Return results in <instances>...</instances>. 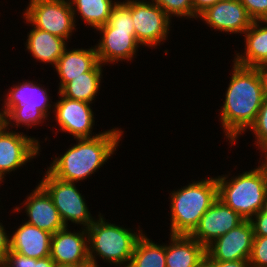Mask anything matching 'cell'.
<instances>
[{"label":"cell","instance_id":"6da1fadb","mask_svg":"<svg viewBox=\"0 0 267 267\" xmlns=\"http://www.w3.org/2000/svg\"><path fill=\"white\" fill-rule=\"evenodd\" d=\"M231 79L220 109L221 127L226 141L233 146L256 120L265 95L255 68L232 63ZM245 132V133H244Z\"/></svg>","mask_w":267,"mask_h":267},{"label":"cell","instance_id":"7a4b0ae2","mask_svg":"<svg viewBox=\"0 0 267 267\" xmlns=\"http://www.w3.org/2000/svg\"><path fill=\"white\" fill-rule=\"evenodd\" d=\"M121 129L114 127L93 138L76 139V144L67 148L64 154L55 156L46 169L54 177L68 182L78 183L91 177L120 146Z\"/></svg>","mask_w":267,"mask_h":267},{"label":"cell","instance_id":"3957f363","mask_svg":"<svg viewBox=\"0 0 267 267\" xmlns=\"http://www.w3.org/2000/svg\"><path fill=\"white\" fill-rule=\"evenodd\" d=\"M102 215L98 214L87 228L90 265L99 267L97 260L100 257L110 265L128 267L135 244L144 231L140 226L134 231L110 223Z\"/></svg>","mask_w":267,"mask_h":267},{"label":"cell","instance_id":"277c9868","mask_svg":"<svg viewBox=\"0 0 267 267\" xmlns=\"http://www.w3.org/2000/svg\"><path fill=\"white\" fill-rule=\"evenodd\" d=\"M170 234L190 235L201 217L218 199L216 177L193 181L170 192Z\"/></svg>","mask_w":267,"mask_h":267},{"label":"cell","instance_id":"5b68a950","mask_svg":"<svg viewBox=\"0 0 267 267\" xmlns=\"http://www.w3.org/2000/svg\"><path fill=\"white\" fill-rule=\"evenodd\" d=\"M218 199L245 220H250L263 206L267 195V176L258 165L237 176H216Z\"/></svg>","mask_w":267,"mask_h":267},{"label":"cell","instance_id":"8992f818","mask_svg":"<svg viewBox=\"0 0 267 267\" xmlns=\"http://www.w3.org/2000/svg\"><path fill=\"white\" fill-rule=\"evenodd\" d=\"M24 9V23L70 40L76 31V22L69 0H30Z\"/></svg>","mask_w":267,"mask_h":267},{"label":"cell","instance_id":"52a82bcc","mask_svg":"<svg viewBox=\"0 0 267 267\" xmlns=\"http://www.w3.org/2000/svg\"><path fill=\"white\" fill-rule=\"evenodd\" d=\"M38 183L51 196L66 227L70 221L87 229L94 221L95 217L89 211L84 195L80 193L76 183L60 180L47 169Z\"/></svg>","mask_w":267,"mask_h":267},{"label":"cell","instance_id":"ba28073f","mask_svg":"<svg viewBox=\"0 0 267 267\" xmlns=\"http://www.w3.org/2000/svg\"><path fill=\"white\" fill-rule=\"evenodd\" d=\"M131 17L136 40L143 48H157L168 40L172 19L153 1L131 0Z\"/></svg>","mask_w":267,"mask_h":267},{"label":"cell","instance_id":"9c48e42d","mask_svg":"<svg viewBox=\"0 0 267 267\" xmlns=\"http://www.w3.org/2000/svg\"><path fill=\"white\" fill-rule=\"evenodd\" d=\"M39 139L0 125V177L16 171L40 155ZM20 167V168H19Z\"/></svg>","mask_w":267,"mask_h":267},{"label":"cell","instance_id":"30bf717a","mask_svg":"<svg viewBox=\"0 0 267 267\" xmlns=\"http://www.w3.org/2000/svg\"><path fill=\"white\" fill-rule=\"evenodd\" d=\"M57 93L59 100L54 102L52 111L59 126L56 134L61 131L72 135L75 139H82L93 138L102 133V131L97 134L93 132L95 117L91 103L72 100L62 96L58 91Z\"/></svg>","mask_w":267,"mask_h":267},{"label":"cell","instance_id":"8fae6325","mask_svg":"<svg viewBox=\"0 0 267 267\" xmlns=\"http://www.w3.org/2000/svg\"><path fill=\"white\" fill-rule=\"evenodd\" d=\"M50 257L57 266L91 267L87 229L71 232L65 227L52 234Z\"/></svg>","mask_w":267,"mask_h":267},{"label":"cell","instance_id":"7c38bea8","mask_svg":"<svg viewBox=\"0 0 267 267\" xmlns=\"http://www.w3.org/2000/svg\"><path fill=\"white\" fill-rule=\"evenodd\" d=\"M254 232L250 220H244L206 247L205 261L249 260Z\"/></svg>","mask_w":267,"mask_h":267},{"label":"cell","instance_id":"4fadbf2b","mask_svg":"<svg viewBox=\"0 0 267 267\" xmlns=\"http://www.w3.org/2000/svg\"><path fill=\"white\" fill-rule=\"evenodd\" d=\"M95 31L101 35L95 49L102 65L131 62L136 58L141 45L136 40L135 29L97 28Z\"/></svg>","mask_w":267,"mask_h":267},{"label":"cell","instance_id":"5bb4252c","mask_svg":"<svg viewBox=\"0 0 267 267\" xmlns=\"http://www.w3.org/2000/svg\"><path fill=\"white\" fill-rule=\"evenodd\" d=\"M244 220L237 212L217 199L201 217L190 236L206 248Z\"/></svg>","mask_w":267,"mask_h":267},{"label":"cell","instance_id":"9a60e30c","mask_svg":"<svg viewBox=\"0 0 267 267\" xmlns=\"http://www.w3.org/2000/svg\"><path fill=\"white\" fill-rule=\"evenodd\" d=\"M208 27L226 34H244L253 20L240 0H221L199 16Z\"/></svg>","mask_w":267,"mask_h":267},{"label":"cell","instance_id":"2e32d148","mask_svg":"<svg viewBox=\"0 0 267 267\" xmlns=\"http://www.w3.org/2000/svg\"><path fill=\"white\" fill-rule=\"evenodd\" d=\"M25 199L21 204L28 217L26 223L51 234L66 227L51 196L39 183Z\"/></svg>","mask_w":267,"mask_h":267},{"label":"cell","instance_id":"e0dca14e","mask_svg":"<svg viewBox=\"0 0 267 267\" xmlns=\"http://www.w3.org/2000/svg\"><path fill=\"white\" fill-rule=\"evenodd\" d=\"M25 80L22 83L12 85L4 96V103L0 109L2 117L12 108L24 105V108L40 109L47 117L54 110V102L47 92L48 89L42 84ZM6 97V98H5ZM53 104V105H52Z\"/></svg>","mask_w":267,"mask_h":267},{"label":"cell","instance_id":"ac0fdd59","mask_svg":"<svg viewBox=\"0 0 267 267\" xmlns=\"http://www.w3.org/2000/svg\"><path fill=\"white\" fill-rule=\"evenodd\" d=\"M51 236V233L23 222L10 235V250L37 259L50 256Z\"/></svg>","mask_w":267,"mask_h":267},{"label":"cell","instance_id":"d6986e66","mask_svg":"<svg viewBox=\"0 0 267 267\" xmlns=\"http://www.w3.org/2000/svg\"><path fill=\"white\" fill-rule=\"evenodd\" d=\"M99 63L95 46L90 48H65L54 67L60 79L58 91L75 77L89 72Z\"/></svg>","mask_w":267,"mask_h":267},{"label":"cell","instance_id":"ffe728a7","mask_svg":"<svg viewBox=\"0 0 267 267\" xmlns=\"http://www.w3.org/2000/svg\"><path fill=\"white\" fill-rule=\"evenodd\" d=\"M170 235L166 244V267H198L205 261L206 248L190 235Z\"/></svg>","mask_w":267,"mask_h":267},{"label":"cell","instance_id":"44dd1931","mask_svg":"<svg viewBox=\"0 0 267 267\" xmlns=\"http://www.w3.org/2000/svg\"><path fill=\"white\" fill-rule=\"evenodd\" d=\"M243 35L245 51L235 54L233 62L249 68L267 63V20L253 21Z\"/></svg>","mask_w":267,"mask_h":267},{"label":"cell","instance_id":"7402d4cb","mask_svg":"<svg viewBox=\"0 0 267 267\" xmlns=\"http://www.w3.org/2000/svg\"><path fill=\"white\" fill-rule=\"evenodd\" d=\"M27 34L26 50L40 63L56 66L58 59L68 47L65 39L42 31L34 26Z\"/></svg>","mask_w":267,"mask_h":267},{"label":"cell","instance_id":"603a6c76","mask_svg":"<svg viewBox=\"0 0 267 267\" xmlns=\"http://www.w3.org/2000/svg\"><path fill=\"white\" fill-rule=\"evenodd\" d=\"M103 66L99 62L89 72L82 73V76L66 83L58 92L66 98L93 104L101 88Z\"/></svg>","mask_w":267,"mask_h":267},{"label":"cell","instance_id":"cb8c5ba5","mask_svg":"<svg viewBox=\"0 0 267 267\" xmlns=\"http://www.w3.org/2000/svg\"><path fill=\"white\" fill-rule=\"evenodd\" d=\"M118 0H69L75 22L76 16L84 21L85 25L97 29L108 23L113 6ZM78 14V15H77Z\"/></svg>","mask_w":267,"mask_h":267},{"label":"cell","instance_id":"d4e9b609","mask_svg":"<svg viewBox=\"0 0 267 267\" xmlns=\"http://www.w3.org/2000/svg\"><path fill=\"white\" fill-rule=\"evenodd\" d=\"M138 238L128 267H166V245L157 244L146 236Z\"/></svg>","mask_w":267,"mask_h":267},{"label":"cell","instance_id":"484cf974","mask_svg":"<svg viewBox=\"0 0 267 267\" xmlns=\"http://www.w3.org/2000/svg\"><path fill=\"white\" fill-rule=\"evenodd\" d=\"M48 117L38 108L30 109L24 108V105H19L12 107L3 117V124L7 128H27L37 125H40L46 120ZM28 126V127H27Z\"/></svg>","mask_w":267,"mask_h":267},{"label":"cell","instance_id":"4316f807","mask_svg":"<svg viewBox=\"0 0 267 267\" xmlns=\"http://www.w3.org/2000/svg\"><path fill=\"white\" fill-rule=\"evenodd\" d=\"M131 17V0L117 1L106 25L99 28L135 29Z\"/></svg>","mask_w":267,"mask_h":267},{"label":"cell","instance_id":"83f0119b","mask_svg":"<svg viewBox=\"0 0 267 267\" xmlns=\"http://www.w3.org/2000/svg\"><path fill=\"white\" fill-rule=\"evenodd\" d=\"M157 4L171 19L173 17L193 19L192 0H151Z\"/></svg>","mask_w":267,"mask_h":267},{"label":"cell","instance_id":"f1b7e54d","mask_svg":"<svg viewBox=\"0 0 267 267\" xmlns=\"http://www.w3.org/2000/svg\"><path fill=\"white\" fill-rule=\"evenodd\" d=\"M248 130L252 131L253 135H255V145L258 150L267 147V97L259 109L256 120Z\"/></svg>","mask_w":267,"mask_h":267},{"label":"cell","instance_id":"f546056e","mask_svg":"<svg viewBox=\"0 0 267 267\" xmlns=\"http://www.w3.org/2000/svg\"><path fill=\"white\" fill-rule=\"evenodd\" d=\"M249 262L251 267H267V236H254Z\"/></svg>","mask_w":267,"mask_h":267},{"label":"cell","instance_id":"4dcf8cb0","mask_svg":"<svg viewBox=\"0 0 267 267\" xmlns=\"http://www.w3.org/2000/svg\"><path fill=\"white\" fill-rule=\"evenodd\" d=\"M253 21L267 20V0H240Z\"/></svg>","mask_w":267,"mask_h":267},{"label":"cell","instance_id":"1f68e13d","mask_svg":"<svg viewBox=\"0 0 267 267\" xmlns=\"http://www.w3.org/2000/svg\"><path fill=\"white\" fill-rule=\"evenodd\" d=\"M0 267H33V258L10 250Z\"/></svg>","mask_w":267,"mask_h":267},{"label":"cell","instance_id":"d6a6232c","mask_svg":"<svg viewBox=\"0 0 267 267\" xmlns=\"http://www.w3.org/2000/svg\"><path fill=\"white\" fill-rule=\"evenodd\" d=\"M250 222L253 227L254 236H267V213L260 210Z\"/></svg>","mask_w":267,"mask_h":267},{"label":"cell","instance_id":"836d02e7","mask_svg":"<svg viewBox=\"0 0 267 267\" xmlns=\"http://www.w3.org/2000/svg\"><path fill=\"white\" fill-rule=\"evenodd\" d=\"M5 229L3 223L0 222V265L4 261L6 254L10 251V236Z\"/></svg>","mask_w":267,"mask_h":267},{"label":"cell","instance_id":"e575fe53","mask_svg":"<svg viewBox=\"0 0 267 267\" xmlns=\"http://www.w3.org/2000/svg\"><path fill=\"white\" fill-rule=\"evenodd\" d=\"M221 0H192L193 3V18L198 19V16L204 12L207 8L215 5Z\"/></svg>","mask_w":267,"mask_h":267},{"label":"cell","instance_id":"d590c367","mask_svg":"<svg viewBox=\"0 0 267 267\" xmlns=\"http://www.w3.org/2000/svg\"><path fill=\"white\" fill-rule=\"evenodd\" d=\"M209 267H251L249 260L206 261Z\"/></svg>","mask_w":267,"mask_h":267},{"label":"cell","instance_id":"8d00e7d4","mask_svg":"<svg viewBox=\"0 0 267 267\" xmlns=\"http://www.w3.org/2000/svg\"><path fill=\"white\" fill-rule=\"evenodd\" d=\"M255 70L258 72L264 95L267 97V63L256 66Z\"/></svg>","mask_w":267,"mask_h":267},{"label":"cell","instance_id":"74e56055","mask_svg":"<svg viewBox=\"0 0 267 267\" xmlns=\"http://www.w3.org/2000/svg\"><path fill=\"white\" fill-rule=\"evenodd\" d=\"M33 267H57L56 263L50 256L43 258H33Z\"/></svg>","mask_w":267,"mask_h":267},{"label":"cell","instance_id":"f35d334b","mask_svg":"<svg viewBox=\"0 0 267 267\" xmlns=\"http://www.w3.org/2000/svg\"><path fill=\"white\" fill-rule=\"evenodd\" d=\"M260 152L262 153L261 156L264 159L262 157L260 158L262 160V162H261V160H259L261 163L259 166L264 170L265 175L267 176V147L260 150Z\"/></svg>","mask_w":267,"mask_h":267},{"label":"cell","instance_id":"ab89813d","mask_svg":"<svg viewBox=\"0 0 267 267\" xmlns=\"http://www.w3.org/2000/svg\"><path fill=\"white\" fill-rule=\"evenodd\" d=\"M261 210L267 213V195L265 197V200H264V203H263Z\"/></svg>","mask_w":267,"mask_h":267},{"label":"cell","instance_id":"60d3db41","mask_svg":"<svg viewBox=\"0 0 267 267\" xmlns=\"http://www.w3.org/2000/svg\"><path fill=\"white\" fill-rule=\"evenodd\" d=\"M198 267H209L208 263L204 261L202 264H200Z\"/></svg>","mask_w":267,"mask_h":267},{"label":"cell","instance_id":"b9f144b4","mask_svg":"<svg viewBox=\"0 0 267 267\" xmlns=\"http://www.w3.org/2000/svg\"><path fill=\"white\" fill-rule=\"evenodd\" d=\"M3 123V120H2V115H1V112H0V125Z\"/></svg>","mask_w":267,"mask_h":267},{"label":"cell","instance_id":"7bdbcfd3","mask_svg":"<svg viewBox=\"0 0 267 267\" xmlns=\"http://www.w3.org/2000/svg\"><path fill=\"white\" fill-rule=\"evenodd\" d=\"M2 182H4V180L0 177V184L2 185Z\"/></svg>","mask_w":267,"mask_h":267}]
</instances>
